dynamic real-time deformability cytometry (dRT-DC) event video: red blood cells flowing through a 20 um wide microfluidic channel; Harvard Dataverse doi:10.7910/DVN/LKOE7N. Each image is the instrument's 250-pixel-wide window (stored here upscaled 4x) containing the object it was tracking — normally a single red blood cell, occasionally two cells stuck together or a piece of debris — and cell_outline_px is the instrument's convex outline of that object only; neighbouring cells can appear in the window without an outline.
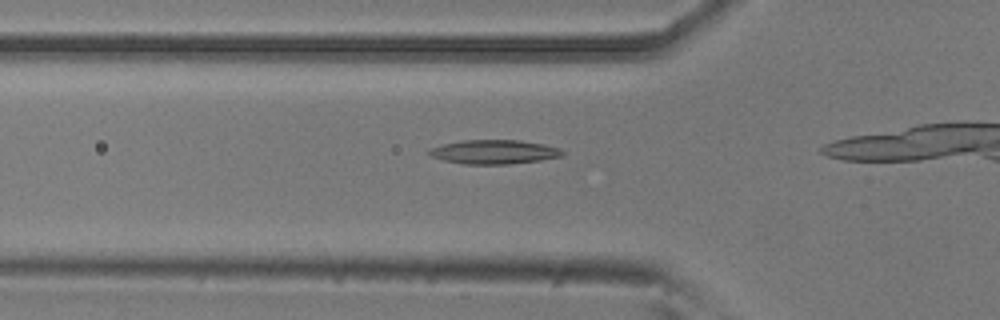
{"species": "common noctule bat (a hibernating species)", "species_latin": "Nyctalus noctula", "temperature_condition": "room temperature", "stored_images_in_passage": 15, "camera_frame_rate_fps": 3000, "um_per_image_px": 0.085, "animal": {"sex": "male", "body_mass_g": 20.5, "forearm_length_mm": 52.5}, "frame": {"image": 1, "passage_image": 11, "time_ms": 3.333, "image_size_px": [1000, 320], "cell_outline_px": [[564, 156], [540, 160], [508, 164], [464, 164], [444, 160], [432, 156], [428, 152], [428, 148], [444, 144], [464, 140], [520, 140], [544, 144], [560, 148], [564, 152]], "centroid_in_image_um": [42.03, 12.91], "position_along_channel_um": 83.8, "area_um2": 18.67}}